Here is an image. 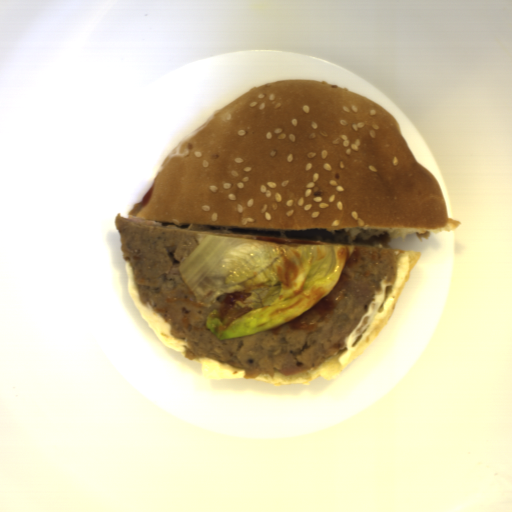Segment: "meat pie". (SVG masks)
Here are the masks:
<instances>
[{
  "label": "meat pie",
  "instance_id": "obj_1",
  "mask_svg": "<svg viewBox=\"0 0 512 512\" xmlns=\"http://www.w3.org/2000/svg\"><path fill=\"white\" fill-rule=\"evenodd\" d=\"M142 200L121 212L114 223L119 232L122 259L129 262L134 290L142 305L169 324L170 334L181 344L185 358L210 359L243 370L244 379L275 370L291 376L312 370L346 349L350 334L368 310L380 281L397 277V254L388 233L349 242L345 230L325 228L287 231L230 228L233 233L207 230L157 228V221L138 217ZM258 239L279 244H355L334 290L317 306L278 328L246 336L220 339L208 329L206 319L216 302L200 305L186 287L180 262L189 256L205 235Z\"/></svg>",
  "mask_w": 512,
  "mask_h": 512
}]
</instances>
